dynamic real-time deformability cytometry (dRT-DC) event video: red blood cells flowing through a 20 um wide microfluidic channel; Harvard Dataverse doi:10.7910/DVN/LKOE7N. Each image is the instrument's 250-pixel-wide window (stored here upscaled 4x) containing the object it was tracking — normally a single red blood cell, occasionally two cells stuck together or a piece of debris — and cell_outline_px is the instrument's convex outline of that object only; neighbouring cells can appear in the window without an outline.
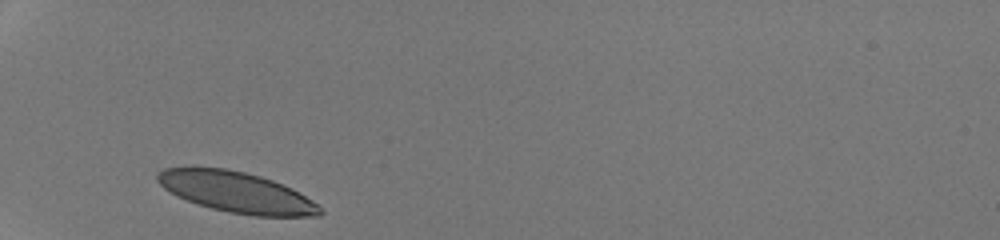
{"species": "human", "species_latin": "Homo sapiens", "temperature_condition": "room temperature", "stored_images_in_passage": 26, "camera_frame_rate_fps": 3000, "um_per_image_px": 0.085, "donor": {"sex": "male"}, "frame": {"image": 1, "passage_image": 1, "time_ms": 0.0, "image_size_px": [1000, 240], "cell_outline_px": [[324, 212], [320, 216], [252, 216], [228, 212], [212, 208], [176, 196], [168, 192], [156, 180], [156, 172], [164, 168], [224, 168], [244, 172], [260, 176], [272, 180], [292, 188], [312, 200]], "centroid_in_image_um": [20.1, 16.34], "position_along_channel_um": 64.9, "area_um2": 38.32}}
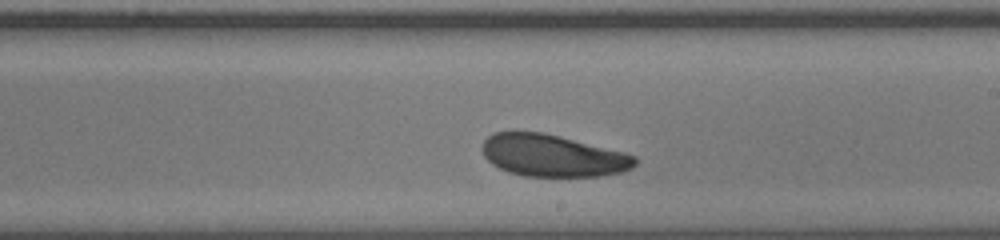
{"frame": {"image": 2, "passage_image": 15, "time_ms": 4.667, "image_size_px": [1000, 240], "cell_outline_px": [[636, 164], [632, 168], [624, 172], [600, 176], [524, 176], [508, 172], [492, 164], [484, 156], [484, 140], [492, 132], [544, 132], [624, 152], [636, 156]], "centroid_in_image_um": [47.0, 13.23], "position_along_channel_um": 242.0, "area_um2": 37.34}}
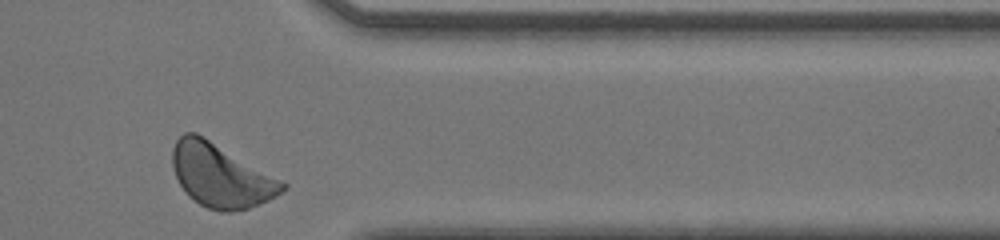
{"frame": {"image": 3, "passage_image": 26, "time_ms": 8.333, "image_size_px": [1000, 240], "cell_outline_px": [[288, 188], [276, 196], [268, 200], [248, 208], [232, 212], [220, 212], [208, 208], [200, 204], [188, 196], [180, 184], [172, 168], [172, 148], [176, 140], [184, 132], [196, 132], [288, 184]], "centroid_in_image_um": [18.75, 14.93], "position_along_channel_um": 392.7, "area_um2": 40.34}, "authors_computed_cell_mechanics": {"area_um2": 38.3792, "velocity_mm_per_s": 4.1951, "shape_relaxation_time_tau1_ms": 3.3381, "shape_relaxation_time_tau2_ms": null, "deformation_change_tau1": 0.079, "deformation_change_tau2": null}}